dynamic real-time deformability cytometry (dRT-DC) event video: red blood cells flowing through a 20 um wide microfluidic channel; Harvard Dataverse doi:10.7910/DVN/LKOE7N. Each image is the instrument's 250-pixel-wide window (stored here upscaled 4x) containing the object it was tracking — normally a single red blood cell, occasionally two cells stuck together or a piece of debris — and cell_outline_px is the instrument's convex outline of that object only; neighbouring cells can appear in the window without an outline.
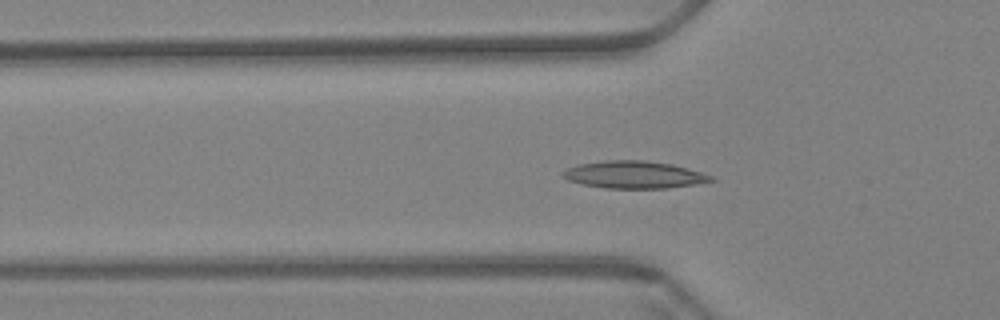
{"species": "Egyptian fruit bat (a non-hibernating species)", "species_latin": "Rousettus aegyptiacus", "temperature_condition": "warm", "stored_images_in_passage": 60, "camera_frame_rate_fps": 3000, "um_per_image_px": 0.085, "animal": {"sex": "female"}, "frame": {"image": 1, "passage_image": 19, "time_ms": 6.0, "image_size_px": [1000, 320], "cell_outline_px": [[716, 180], [696, 184], [668, 188], [604, 188], [580, 184], [568, 180], [560, 176], [560, 172], [568, 168], [580, 164], [604, 160], [644, 160], [672, 164], [700, 172], [712, 176]], "centroid_in_image_um": [53.85, 14.85], "position_along_channel_um": 72.0, "area_um2": 23.64}}
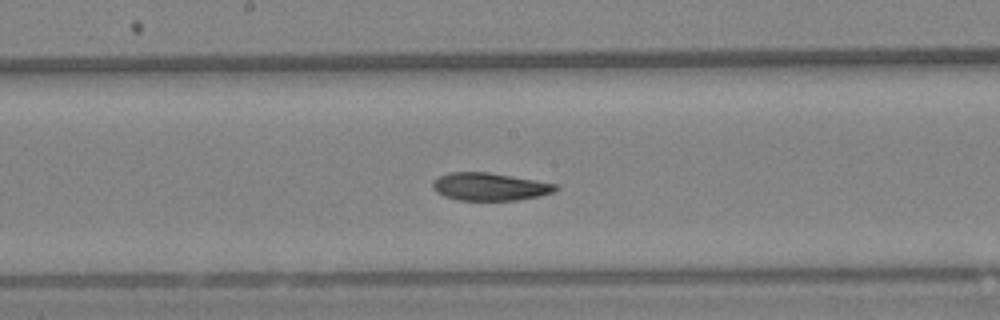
{"frame": {"image": 2, "passage_image": 31, "time_ms": 10.0, "image_size_px": [1000, 320], "cell_outline_px": [[560, 188], [552, 192], [540, 196], [516, 200], [456, 200], [444, 196], [436, 192], [432, 188], [432, 184], [440, 176], [448, 172], [488, 172], [556, 184]], "centroid_in_image_um": [41.6, 15.87], "position_along_channel_um": 206.6, "area_um2": 19.71}}
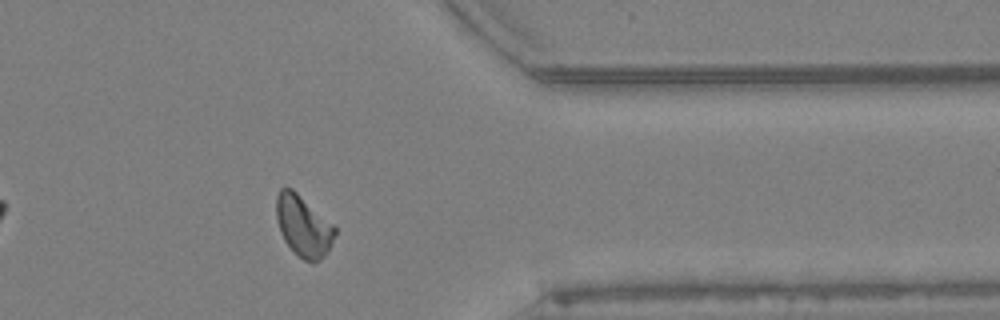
{"frame": {"image": 3, "passage_image": 48, "time_ms": 15.667, "image_size_px": [1000, 320], "cell_outline_px": [[336, 232], [332, 244], [328, 252], [320, 260], [304, 260], [284, 240], [280, 232], [276, 220], [276, 196], [280, 188], [292, 188], [332, 224], [336, 228]], "centroid_in_image_um": [25.77, 19.19], "position_along_channel_um": 385.6, "area_um2": 20.46}, "authors_computed_cell_mechanics": {"area_um2": 20.5479, "velocity_mm_per_s": 3.3737, "shape_relaxation_time_tau1_ms": null, "shape_relaxation_time_tau2_ms": 3.2537, "deformation_change_tau1": null, "deformation_change_tau2": 0.0801}}